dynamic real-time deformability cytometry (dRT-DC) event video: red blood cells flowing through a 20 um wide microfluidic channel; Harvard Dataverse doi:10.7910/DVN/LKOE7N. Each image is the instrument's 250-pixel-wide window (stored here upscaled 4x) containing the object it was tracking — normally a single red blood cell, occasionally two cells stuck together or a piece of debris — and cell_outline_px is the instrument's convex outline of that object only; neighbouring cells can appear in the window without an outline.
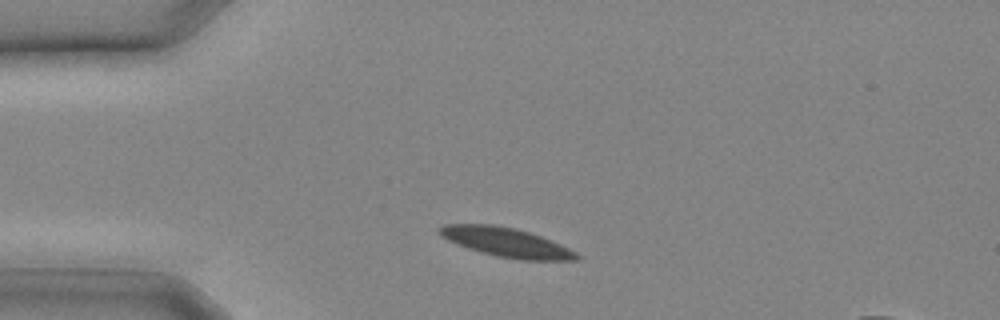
{"species": "common noctule bat (a hibernating species)", "species_latin": "Nyctalus noctula", "temperature_condition": "cold", "stored_images_in_passage": 6, "camera_frame_rate_fps": 3000, "um_per_image_px": 0.085, "animal": {"sex": "male", "body_mass_g": 20.4}, "frame": {"image": 1, "passage_image": 1, "time_ms": 0.0, "image_size_px": [1000, 320], "cell_outline_px": [[580, 260], [520, 260], [496, 256], [480, 252], [456, 244], [440, 236], [436, 232], [436, 228], [444, 224], [492, 224], [516, 228], [540, 236], [560, 244], [576, 252], [580, 256]], "centroid_in_image_um": [42.98, 20.59], "position_along_channel_um": 42.0, "area_um2": 23.47}}
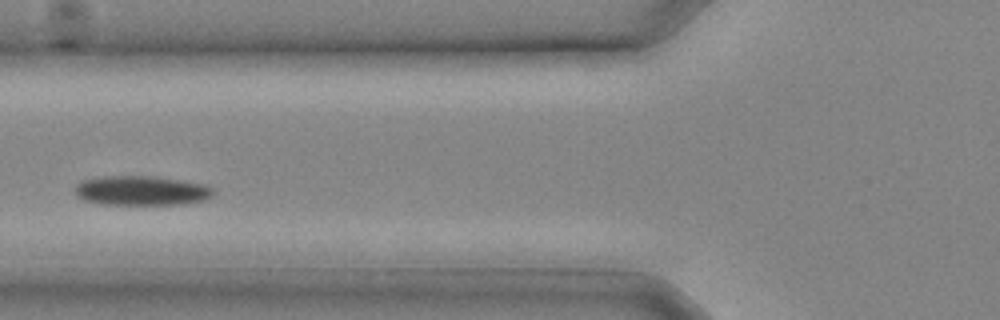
{"frame": {"image": 2, "passage_image": 5, "time_ms": 1.333, "image_size_px": [1000, 320], "cell_outline_px": [[216, 192], [212, 196], [204, 200], [184, 204], [100, 204], [84, 200], [76, 192], [76, 184], [80, 180], [100, 176], [148, 176], [180, 180], [204, 184], [212, 188]], "centroid_in_image_um": [12.03, 16.2], "position_along_channel_um": 113.8, "area_um2": 23.76}}